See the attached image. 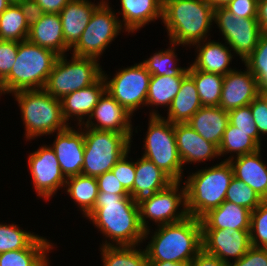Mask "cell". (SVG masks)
Wrapping results in <instances>:
<instances>
[{"label": "cell", "mask_w": 267, "mask_h": 266, "mask_svg": "<svg viewBox=\"0 0 267 266\" xmlns=\"http://www.w3.org/2000/svg\"><path fill=\"white\" fill-rule=\"evenodd\" d=\"M86 218L105 236L101 246L138 247L143 243L145 230L140 223L139 207L129 194L98 192L95 206Z\"/></svg>", "instance_id": "1"}, {"label": "cell", "mask_w": 267, "mask_h": 266, "mask_svg": "<svg viewBox=\"0 0 267 266\" xmlns=\"http://www.w3.org/2000/svg\"><path fill=\"white\" fill-rule=\"evenodd\" d=\"M213 21L207 0H163L162 22L171 44L195 46L207 40Z\"/></svg>", "instance_id": "2"}, {"label": "cell", "mask_w": 267, "mask_h": 266, "mask_svg": "<svg viewBox=\"0 0 267 266\" xmlns=\"http://www.w3.org/2000/svg\"><path fill=\"white\" fill-rule=\"evenodd\" d=\"M145 248L149 261H191L202 249V225L198 218L157 226Z\"/></svg>", "instance_id": "3"}, {"label": "cell", "mask_w": 267, "mask_h": 266, "mask_svg": "<svg viewBox=\"0 0 267 266\" xmlns=\"http://www.w3.org/2000/svg\"><path fill=\"white\" fill-rule=\"evenodd\" d=\"M234 172L229 161L200 169L184 181L187 213L200 219L209 210L219 207L226 197Z\"/></svg>", "instance_id": "4"}, {"label": "cell", "mask_w": 267, "mask_h": 266, "mask_svg": "<svg viewBox=\"0 0 267 266\" xmlns=\"http://www.w3.org/2000/svg\"><path fill=\"white\" fill-rule=\"evenodd\" d=\"M13 95L21 111L27 140L51 135L70 126L63 117L61 100L45 89L20 90Z\"/></svg>", "instance_id": "5"}, {"label": "cell", "mask_w": 267, "mask_h": 266, "mask_svg": "<svg viewBox=\"0 0 267 266\" xmlns=\"http://www.w3.org/2000/svg\"><path fill=\"white\" fill-rule=\"evenodd\" d=\"M58 56L54 51L28 40L20 41L16 61L10 73L1 81L4 94L44 89Z\"/></svg>", "instance_id": "6"}, {"label": "cell", "mask_w": 267, "mask_h": 266, "mask_svg": "<svg viewBox=\"0 0 267 266\" xmlns=\"http://www.w3.org/2000/svg\"><path fill=\"white\" fill-rule=\"evenodd\" d=\"M84 127V162L82 175L97 177L111 171L117 161L131 148L132 139L113 131Z\"/></svg>", "instance_id": "7"}, {"label": "cell", "mask_w": 267, "mask_h": 266, "mask_svg": "<svg viewBox=\"0 0 267 266\" xmlns=\"http://www.w3.org/2000/svg\"><path fill=\"white\" fill-rule=\"evenodd\" d=\"M149 114L143 157L152 161L174 181H182L184 166L177 150L174 124L166 120V117H162L155 109Z\"/></svg>", "instance_id": "8"}, {"label": "cell", "mask_w": 267, "mask_h": 266, "mask_svg": "<svg viewBox=\"0 0 267 266\" xmlns=\"http://www.w3.org/2000/svg\"><path fill=\"white\" fill-rule=\"evenodd\" d=\"M66 55L58 56L49 74L44 89L54 98L65 95L95 83L102 76V67L98 59L72 55L67 61Z\"/></svg>", "instance_id": "9"}, {"label": "cell", "mask_w": 267, "mask_h": 266, "mask_svg": "<svg viewBox=\"0 0 267 266\" xmlns=\"http://www.w3.org/2000/svg\"><path fill=\"white\" fill-rule=\"evenodd\" d=\"M107 1H103L94 10L90 22L73 47L72 55L100 60L107 46L115 40L119 32L121 33L123 29L121 20Z\"/></svg>", "instance_id": "10"}, {"label": "cell", "mask_w": 267, "mask_h": 266, "mask_svg": "<svg viewBox=\"0 0 267 266\" xmlns=\"http://www.w3.org/2000/svg\"><path fill=\"white\" fill-rule=\"evenodd\" d=\"M181 182L174 181L165 189L158 191L151 199L138 205L140 223L145 230L144 241L148 240L147 237L151 232L148 218L160 226L181 221L189 216L186 209V190L185 186H181L180 189Z\"/></svg>", "instance_id": "11"}, {"label": "cell", "mask_w": 267, "mask_h": 266, "mask_svg": "<svg viewBox=\"0 0 267 266\" xmlns=\"http://www.w3.org/2000/svg\"><path fill=\"white\" fill-rule=\"evenodd\" d=\"M108 92L129 114L133 115L141 105L146 106L147 93L151 74L140 62L133 66L121 68L113 78H108L102 71ZM110 79V80H109Z\"/></svg>", "instance_id": "12"}, {"label": "cell", "mask_w": 267, "mask_h": 266, "mask_svg": "<svg viewBox=\"0 0 267 266\" xmlns=\"http://www.w3.org/2000/svg\"><path fill=\"white\" fill-rule=\"evenodd\" d=\"M214 22L225 43L244 62L254 51L262 34L257 18H240L225 8H218L214 10Z\"/></svg>", "instance_id": "13"}, {"label": "cell", "mask_w": 267, "mask_h": 266, "mask_svg": "<svg viewBox=\"0 0 267 266\" xmlns=\"http://www.w3.org/2000/svg\"><path fill=\"white\" fill-rule=\"evenodd\" d=\"M29 170L37 196L51 199L58 189L65 190L66 177L51 146L43 145L28 158Z\"/></svg>", "instance_id": "14"}, {"label": "cell", "mask_w": 267, "mask_h": 266, "mask_svg": "<svg viewBox=\"0 0 267 266\" xmlns=\"http://www.w3.org/2000/svg\"><path fill=\"white\" fill-rule=\"evenodd\" d=\"M202 242L207 253L227 264L232 258L239 260L251 247L249 230L202 229Z\"/></svg>", "instance_id": "15"}, {"label": "cell", "mask_w": 267, "mask_h": 266, "mask_svg": "<svg viewBox=\"0 0 267 266\" xmlns=\"http://www.w3.org/2000/svg\"><path fill=\"white\" fill-rule=\"evenodd\" d=\"M131 118L132 115L105 91L83 126L99 131L122 133L132 139L134 130Z\"/></svg>", "instance_id": "16"}, {"label": "cell", "mask_w": 267, "mask_h": 266, "mask_svg": "<svg viewBox=\"0 0 267 266\" xmlns=\"http://www.w3.org/2000/svg\"><path fill=\"white\" fill-rule=\"evenodd\" d=\"M80 129V130H79ZM51 146L58 159L64 176L70 177L82 174L84 162V135L82 127L77 130L73 126L57 132Z\"/></svg>", "instance_id": "17"}, {"label": "cell", "mask_w": 267, "mask_h": 266, "mask_svg": "<svg viewBox=\"0 0 267 266\" xmlns=\"http://www.w3.org/2000/svg\"><path fill=\"white\" fill-rule=\"evenodd\" d=\"M259 93L254 75L246 67L245 71L233 70L224 76L219 107L230 110L249 105Z\"/></svg>", "instance_id": "18"}, {"label": "cell", "mask_w": 267, "mask_h": 266, "mask_svg": "<svg viewBox=\"0 0 267 266\" xmlns=\"http://www.w3.org/2000/svg\"><path fill=\"white\" fill-rule=\"evenodd\" d=\"M174 133L182 165L201 163L220 157L218 146L205 140L188 124L175 123Z\"/></svg>", "instance_id": "19"}, {"label": "cell", "mask_w": 267, "mask_h": 266, "mask_svg": "<svg viewBox=\"0 0 267 266\" xmlns=\"http://www.w3.org/2000/svg\"><path fill=\"white\" fill-rule=\"evenodd\" d=\"M135 162L136 176L133 190L129 193L136 205L151 199L158 191L168 187L174 180L145 157Z\"/></svg>", "instance_id": "20"}, {"label": "cell", "mask_w": 267, "mask_h": 266, "mask_svg": "<svg viewBox=\"0 0 267 266\" xmlns=\"http://www.w3.org/2000/svg\"><path fill=\"white\" fill-rule=\"evenodd\" d=\"M106 91L104 78L101 76L95 83L65 95L61 99L62 113L68 123L73 116L77 119V126L83 125L86 116L89 118L93 108ZM72 117V118H71Z\"/></svg>", "instance_id": "21"}, {"label": "cell", "mask_w": 267, "mask_h": 266, "mask_svg": "<svg viewBox=\"0 0 267 266\" xmlns=\"http://www.w3.org/2000/svg\"><path fill=\"white\" fill-rule=\"evenodd\" d=\"M103 1L105 0L95 4L88 0H71L59 13L65 43L70 51L79 41L81 34L90 22L94 10Z\"/></svg>", "instance_id": "22"}, {"label": "cell", "mask_w": 267, "mask_h": 266, "mask_svg": "<svg viewBox=\"0 0 267 266\" xmlns=\"http://www.w3.org/2000/svg\"><path fill=\"white\" fill-rule=\"evenodd\" d=\"M261 149L229 160L234 177L251 187L264 201L267 200V163L263 162Z\"/></svg>", "instance_id": "23"}, {"label": "cell", "mask_w": 267, "mask_h": 266, "mask_svg": "<svg viewBox=\"0 0 267 266\" xmlns=\"http://www.w3.org/2000/svg\"><path fill=\"white\" fill-rule=\"evenodd\" d=\"M27 40L50 49L59 56L70 50L65 43L59 14L45 13L38 22L29 27Z\"/></svg>", "instance_id": "24"}, {"label": "cell", "mask_w": 267, "mask_h": 266, "mask_svg": "<svg viewBox=\"0 0 267 266\" xmlns=\"http://www.w3.org/2000/svg\"><path fill=\"white\" fill-rule=\"evenodd\" d=\"M210 40L208 39V42L203 40L202 43L195 44L197 56L191 65L197 70L225 76L234 70V68H229L233 58L232 49L227 47V44Z\"/></svg>", "instance_id": "25"}, {"label": "cell", "mask_w": 267, "mask_h": 266, "mask_svg": "<svg viewBox=\"0 0 267 266\" xmlns=\"http://www.w3.org/2000/svg\"><path fill=\"white\" fill-rule=\"evenodd\" d=\"M251 211L234 203L224 201L209 210L201 218L202 229L250 230Z\"/></svg>", "instance_id": "26"}, {"label": "cell", "mask_w": 267, "mask_h": 266, "mask_svg": "<svg viewBox=\"0 0 267 266\" xmlns=\"http://www.w3.org/2000/svg\"><path fill=\"white\" fill-rule=\"evenodd\" d=\"M121 26L128 33L138 31L158 18L162 20L163 0H120ZM124 25V26H123Z\"/></svg>", "instance_id": "27"}, {"label": "cell", "mask_w": 267, "mask_h": 266, "mask_svg": "<svg viewBox=\"0 0 267 266\" xmlns=\"http://www.w3.org/2000/svg\"><path fill=\"white\" fill-rule=\"evenodd\" d=\"M205 140L219 147L228 124V112L219 106H202L186 123Z\"/></svg>", "instance_id": "28"}, {"label": "cell", "mask_w": 267, "mask_h": 266, "mask_svg": "<svg viewBox=\"0 0 267 266\" xmlns=\"http://www.w3.org/2000/svg\"><path fill=\"white\" fill-rule=\"evenodd\" d=\"M202 107L194 79L187 74L183 80L179 92L167 109L169 122L187 123L188 120Z\"/></svg>", "instance_id": "29"}, {"label": "cell", "mask_w": 267, "mask_h": 266, "mask_svg": "<svg viewBox=\"0 0 267 266\" xmlns=\"http://www.w3.org/2000/svg\"><path fill=\"white\" fill-rule=\"evenodd\" d=\"M54 245L38 236L27 248L0 253V266H47Z\"/></svg>", "instance_id": "30"}, {"label": "cell", "mask_w": 267, "mask_h": 266, "mask_svg": "<svg viewBox=\"0 0 267 266\" xmlns=\"http://www.w3.org/2000/svg\"><path fill=\"white\" fill-rule=\"evenodd\" d=\"M66 192L86 217L94 208L98 196V183L96 177L74 175L67 177Z\"/></svg>", "instance_id": "31"}, {"label": "cell", "mask_w": 267, "mask_h": 266, "mask_svg": "<svg viewBox=\"0 0 267 266\" xmlns=\"http://www.w3.org/2000/svg\"><path fill=\"white\" fill-rule=\"evenodd\" d=\"M220 157L226 155V153L232 154L224 161H229L232 158H236L245 154H250L258 151L261 146L252 138V131L239 130L237 127L228 124L221 143L219 145Z\"/></svg>", "instance_id": "32"}, {"label": "cell", "mask_w": 267, "mask_h": 266, "mask_svg": "<svg viewBox=\"0 0 267 266\" xmlns=\"http://www.w3.org/2000/svg\"><path fill=\"white\" fill-rule=\"evenodd\" d=\"M185 76L151 75L147 93L146 106L159 105L169 108L180 90Z\"/></svg>", "instance_id": "33"}, {"label": "cell", "mask_w": 267, "mask_h": 266, "mask_svg": "<svg viewBox=\"0 0 267 266\" xmlns=\"http://www.w3.org/2000/svg\"><path fill=\"white\" fill-rule=\"evenodd\" d=\"M188 74L194 79L202 106H219L224 76L188 67Z\"/></svg>", "instance_id": "34"}, {"label": "cell", "mask_w": 267, "mask_h": 266, "mask_svg": "<svg viewBox=\"0 0 267 266\" xmlns=\"http://www.w3.org/2000/svg\"><path fill=\"white\" fill-rule=\"evenodd\" d=\"M103 266H148L145 249L133 246H101Z\"/></svg>", "instance_id": "35"}, {"label": "cell", "mask_w": 267, "mask_h": 266, "mask_svg": "<svg viewBox=\"0 0 267 266\" xmlns=\"http://www.w3.org/2000/svg\"><path fill=\"white\" fill-rule=\"evenodd\" d=\"M29 33V26L22 10L17 3L11 4L0 15V40L25 41Z\"/></svg>", "instance_id": "36"}, {"label": "cell", "mask_w": 267, "mask_h": 266, "mask_svg": "<svg viewBox=\"0 0 267 266\" xmlns=\"http://www.w3.org/2000/svg\"><path fill=\"white\" fill-rule=\"evenodd\" d=\"M170 46L173 49L169 47L164 51L160 50L142 62L151 75L186 76L188 74V67H177L178 58L175 54L176 45L170 43Z\"/></svg>", "instance_id": "37"}, {"label": "cell", "mask_w": 267, "mask_h": 266, "mask_svg": "<svg viewBox=\"0 0 267 266\" xmlns=\"http://www.w3.org/2000/svg\"><path fill=\"white\" fill-rule=\"evenodd\" d=\"M243 63L256 78L259 91L267 90V34H261L254 51Z\"/></svg>", "instance_id": "38"}, {"label": "cell", "mask_w": 267, "mask_h": 266, "mask_svg": "<svg viewBox=\"0 0 267 266\" xmlns=\"http://www.w3.org/2000/svg\"><path fill=\"white\" fill-rule=\"evenodd\" d=\"M39 235L20 229L16 224L0 223V253L27 248Z\"/></svg>", "instance_id": "39"}, {"label": "cell", "mask_w": 267, "mask_h": 266, "mask_svg": "<svg viewBox=\"0 0 267 266\" xmlns=\"http://www.w3.org/2000/svg\"><path fill=\"white\" fill-rule=\"evenodd\" d=\"M225 201L243 206L251 212L263 202L251 187L236 177L230 182Z\"/></svg>", "instance_id": "40"}, {"label": "cell", "mask_w": 267, "mask_h": 266, "mask_svg": "<svg viewBox=\"0 0 267 266\" xmlns=\"http://www.w3.org/2000/svg\"><path fill=\"white\" fill-rule=\"evenodd\" d=\"M249 234L251 246L267 248V200L251 212Z\"/></svg>", "instance_id": "41"}, {"label": "cell", "mask_w": 267, "mask_h": 266, "mask_svg": "<svg viewBox=\"0 0 267 266\" xmlns=\"http://www.w3.org/2000/svg\"><path fill=\"white\" fill-rule=\"evenodd\" d=\"M229 123L239 130L252 131V138L261 146V136L252 116L250 105L242 106L228 112Z\"/></svg>", "instance_id": "42"}, {"label": "cell", "mask_w": 267, "mask_h": 266, "mask_svg": "<svg viewBox=\"0 0 267 266\" xmlns=\"http://www.w3.org/2000/svg\"><path fill=\"white\" fill-rule=\"evenodd\" d=\"M129 151L122 156L111 169L114 176L119 180L123 188L130 193L136 176L135 162L128 160Z\"/></svg>", "instance_id": "43"}, {"label": "cell", "mask_w": 267, "mask_h": 266, "mask_svg": "<svg viewBox=\"0 0 267 266\" xmlns=\"http://www.w3.org/2000/svg\"><path fill=\"white\" fill-rule=\"evenodd\" d=\"M19 42L0 40V82L10 73L18 52Z\"/></svg>", "instance_id": "44"}, {"label": "cell", "mask_w": 267, "mask_h": 266, "mask_svg": "<svg viewBox=\"0 0 267 266\" xmlns=\"http://www.w3.org/2000/svg\"><path fill=\"white\" fill-rule=\"evenodd\" d=\"M229 266H267V248L251 246L244 256Z\"/></svg>", "instance_id": "45"}, {"label": "cell", "mask_w": 267, "mask_h": 266, "mask_svg": "<svg viewBox=\"0 0 267 266\" xmlns=\"http://www.w3.org/2000/svg\"><path fill=\"white\" fill-rule=\"evenodd\" d=\"M225 9L240 18H257L258 0H233Z\"/></svg>", "instance_id": "46"}, {"label": "cell", "mask_w": 267, "mask_h": 266, "mask_svg": "<svg viewBox=\"0 0 267 266\" xmlns=\"http://www.w3.org/2000/svg\"><path fill=\"white\" fill-rule=\"evenodd\" d=\"M250 110L258 128L259 135L267 134V107L264 101L257 96L250 104Z\"/></svg>", "instance_id": "47"}, {"label": "cell", "mask_w": 267, "mask_h": 266, "mask_svg": "<svg viewBox=\"0 0 267 266\" xmlns=\"http://www.w3.org/2000/svg\"><path fill=\"white\" fill-rule=\"evenodd\" d=\"M98 183V191L110 194H129L119 180L114 176L112 171H108L96 177Z\"/></svg>", "instance_id": "48"}, {"label": "cell", "mask_w": 267, "mask_h": 266, "mask_svg": "<svg viewBox=\"0 0 267 266\" xmlns=\"http://www.w3.org/2000/svg\"><path fill=\"white\" fill-rule=\"evenodd\" d=\"M25 16L26 23L30 27L38 22L45 14L43 9L36 3L35 0H21L17 3Z\"/></svg>", "instance_id": "49"}, {"label": "cell", "mask_w": 267, "mask_h": 266, "mask_svg": "<svg viewBox=\"0 0 267 266\" xmlns=\"http://www.w3.org/2000/svg\"><path fill=\"white\" fill-rule=\"evenodd\" d=\"M190 266H229L218 257L202 249L192 260Z\"/></svg>", "instance_id": "50"}, {"label": "cell", "mask_w": 267, "mask_h": 266, "mask_svg": "<svg viewBox=\"0 0 267 266\" xmlns=\"http://www.w3.org/2000/svg\"><path fill=\"white\" fill-rule=\"evenodd\" d=\"M44 13L59 14L71 0H35Z\"/></svg>", "instance_id": "51"}, {"label": "cell", "mask_w": 267, "mask_h": 266, "mask_svg": "<svg viewBox=\"0 0 267 266\" xmlns=\"http://www.w3.org/2000/svg\"><path fill=\"white\" fill-rule=\"evenodd\" d=\"M257 20L262 33L267 34V0H258Z\"/></svg>", "instance_id": "52"}, {"label": "cell", "mask_w": 267, "mask_h": 266, "mask_svg": "<svg viewBox=\"0 0 267 266\" xmlns=\"http://www.w3.org/2000/svg\"><path fill=\"white\" fill-rule=\"evenodd\" d=\"M191 261L171 262V261H149L148 266H190Z\"/></svg>", "instance_id": "53"}, {"label": "cell", "mask_w": 267, "mask_h": 266, "mask_svg": "<svg viewBox=\"0 0 267 266\" xmlns=\"http://www.w3.org/2000/svg\"><path fill=\"white\" fill-rule=\"evenodd\" d=\"M233 0H207V3L215 10L225 8Z\"/></svg>", "instance_id": "54"}, {"label": "cell", "mask_w": 267, "mask_h": 266, "mask_svg": "<svg viewBox=\"0 0 267 266\" xmlns=\"http://www.w3.org/2000/svg\"><path fill=\"white\" fill-rule=\"evenodd\" d=\"M11 5L8 0H0V15Z\"/></svg>", "instance_id": "55"}, {"label": "cell", "mask_w": 267, "mask_h": 266, "mask_svg": "<svg viewBox=\"0 0 267 266\" xmlns=\"http://www.w3.org/2000/svg\"><path fill=\"white\" fill-rule=\"evenodd\" d=\"M258 96L264 101L267 107V90L259 91Z\"/></svg>", "instance_id": "56"}, {"label": "cell", "mask_w": 267, "mask_h": 266, "mask_svg": "<svg viewBox=\"0 0 267 266\" xmlns=\"http://www.w3.org/2000/svg\"><path fill=\"white\" fill-rule=\"evenodd\" d=\"M11 4H13V3H18V2H20L21 0H8Z\"/></svg>", "instance_id": "57"}, {"label": "cell", "mask_w": 267, "mask_h": 266, "mask_svg": "<svg viewBox=\"0 0 267 266\" xmlns=\"http://www.w3.org/2000/svg\"><path fill=\"white\" fill-rule=\"evenodd\" d=\"M2 94H4V91H3V89H2V85H1V82H0V96H1Z\"/></svg>", "instance_id": "58"}]
</instances>
